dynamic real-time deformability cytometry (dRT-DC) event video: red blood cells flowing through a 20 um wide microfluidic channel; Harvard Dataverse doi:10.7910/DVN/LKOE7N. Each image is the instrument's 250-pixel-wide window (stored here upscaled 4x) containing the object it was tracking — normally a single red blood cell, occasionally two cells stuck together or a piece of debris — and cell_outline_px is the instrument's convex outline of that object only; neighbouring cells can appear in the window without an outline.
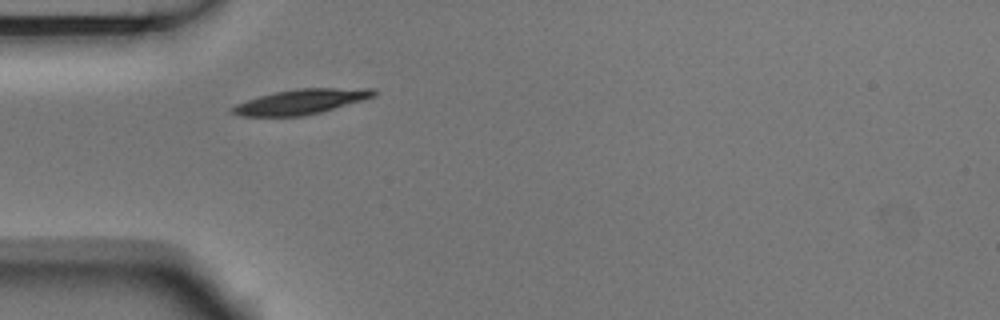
{"species": "Egyptian fruit bat (a non-hibernating species)", "species_latin": "Rousettus aegyptiacus", "temperature_condition": "room temperature", "stored_images_in_passage": 1, "camera_frame_rate_fps": 3000, "um_per_image_px": 0.085, "animal": {"sex": "male"}, "frame": {"image": 1, "passage_image": 1, "time_ms": 0.0, "image_size_px": [1000, 320], "cell_outline_px": [[376, 96], [320, 112], [304, 116], [240, 116], [232, 112], [228, 108], [236, 104], [260, 96], [276, 92], [296, 88], [372, 88], [376, 92]], "centroid_in_image_um": [25.58, 8.64], "position_along_channel_um": 59.4, "area_um2": 20.4}}